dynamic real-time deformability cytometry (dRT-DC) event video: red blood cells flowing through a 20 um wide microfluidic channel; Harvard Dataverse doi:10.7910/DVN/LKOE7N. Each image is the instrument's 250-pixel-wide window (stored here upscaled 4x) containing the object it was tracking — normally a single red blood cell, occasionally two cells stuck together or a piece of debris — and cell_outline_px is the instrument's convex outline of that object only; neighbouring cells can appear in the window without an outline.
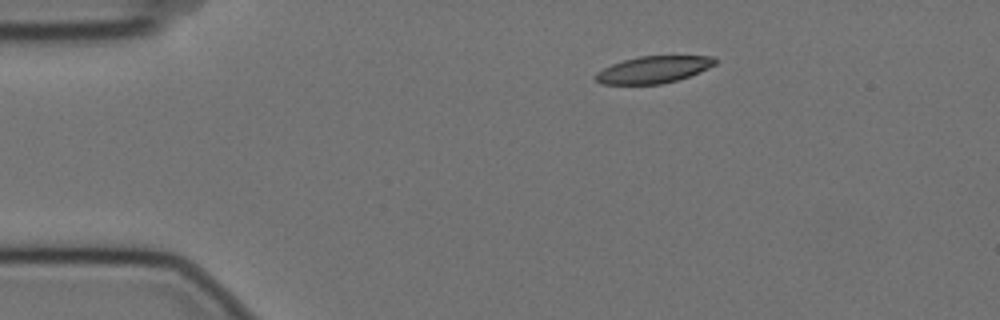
{"species": "Egyptian fruit bat (a non-hibernating species)", "species_latin": "Rousettus aegyptiacus", "temperature_condition": "cold", "stored_images_in_passage": 48, "camera_frame_rate_fps": 3000, "um_per_image_px": 0.085, "animal": {"sex": "female"}, "frame": {"image": 1, "passage_image": 1, "time_ms": 0.0, "image_size_px": [1000, 320], "cell_outline_px": [[716, 64], [708, 68], [688, 76], [676, 80], [660, 84], [600, 84], [592, 76], [596, 72], [612, 64], [624, 60], [640, 56], [712, 56], [716, 60]], "centroid_in_image_um": [55.5, 5.92], "position_along_channel_um": 29.5, "area_um2": 18.61}}
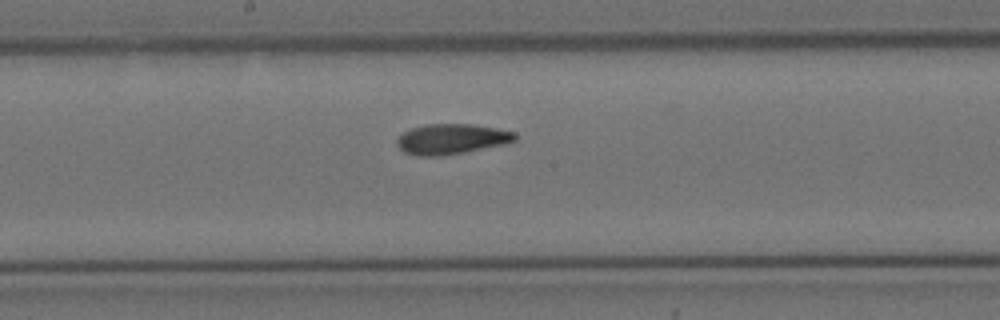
{"frame": {"image": 2, "passage_image": 21, "time_ms": 6.667, "image_size_px": [1000, 320], "cell_outline_px": [[516, 140], [504, 144], [464, 152], [440, 156], [416, 156], [404, 152], [396, 144], [396, 140], [404, 132], [412, 128], [424, 124], [472, 124], [496, 128], [516, 132]], "centroid_in_image_um": [38.37, 11.82], "position_along_channel_um": 209.8, "area_um2": 20.81}}
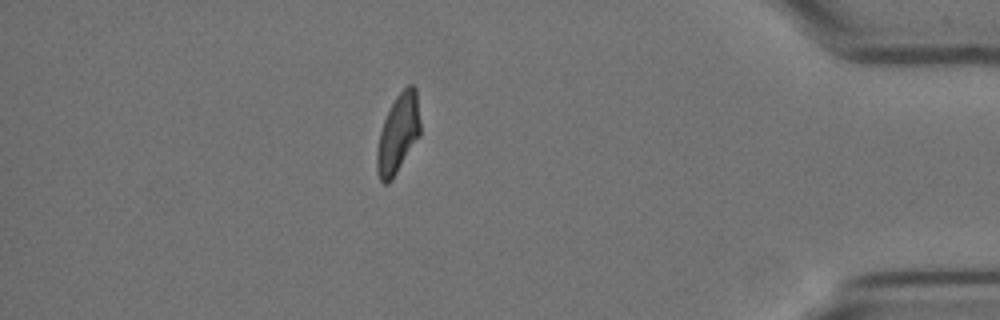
{"frame": {"image": 3, "passage_image": 41, "time_ms": 13.333, "image_size_px": [1000, 320], "cell_outline_px": [[420, 136], [392, 180], [388, 184], [384, 184], [380, 180], [376, 172], [376, 152], [380, 132], [384, 120], [396, 96], [408, 84], [412, 84], [416, 88], [420, 120]], "centroid_in_image_um": [33.84, 11.39], "position_along_channel_um": 401.4, "area_um2": 20.06}, "authors_computed_cell_mechanics": {"area_um2": 20.5768, "velocity_mm_per_s": 3.4969, "shape_relaxation_time_tau1_ms": 8.3174, "shape_relaxation_time_tau2_ms": 3.3885, "deformation_change_tau1": 0.2217, "deformation_change_tau2": 0.095}}